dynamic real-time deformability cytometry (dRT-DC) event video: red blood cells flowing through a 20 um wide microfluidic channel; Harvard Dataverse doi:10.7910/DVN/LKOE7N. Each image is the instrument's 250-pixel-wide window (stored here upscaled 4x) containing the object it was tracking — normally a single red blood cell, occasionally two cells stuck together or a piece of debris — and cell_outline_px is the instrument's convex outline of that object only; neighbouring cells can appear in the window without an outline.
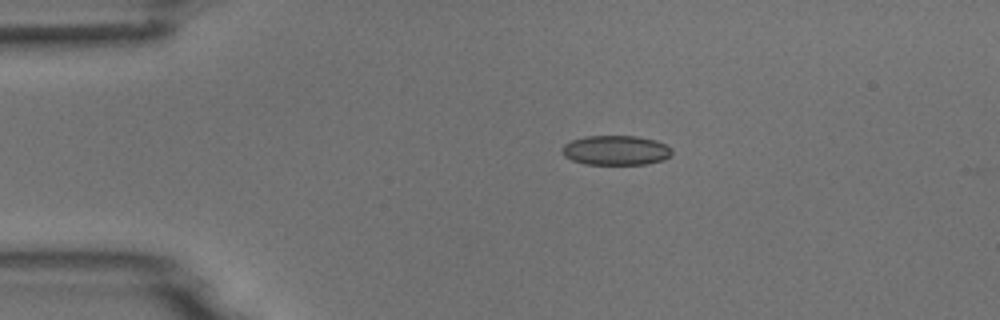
{"species": "common noctule bat (a hibernating species)", "species_latin": "Nyctalus noctula", "temperature_condition": "room temperature", "stored_images_in_passage": 7, "camera_frame_rate_fps": 3000, "um_per_image_px": 0.085, "animal": {"sex": "male", "body_mass_g": 18.8}, "frame": {"image": 1, "passage_image": 2, "time_ms": 1.333, "image_size_px": [1000, 320], "cell_outline_px": [[672, 152], [664, 160], [644, 164], [584, 164], [572, 160], [564, 156], [560, 152], [560, 148], [564, 144], [572, 140], [584, 136], [636, 136], [656, 140], [672, 148]], "centroid_in_image_um": [52.3, 12.77], "position_along_channel_um": 32.7, "area_um2": 19.07}}
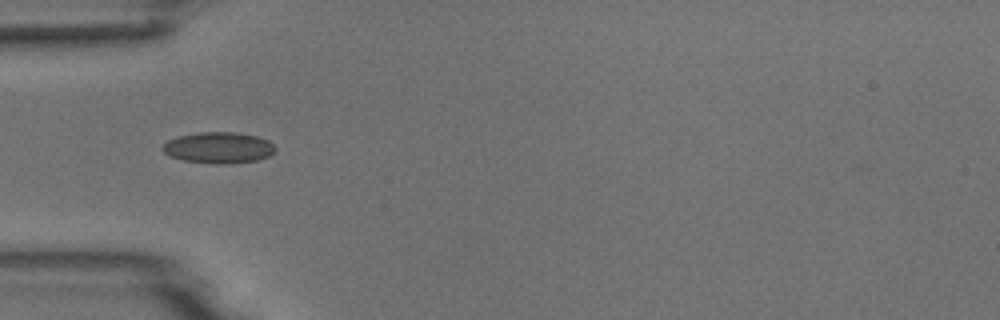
{"frame": {"image": 2, "passage_image": 4, "time_ms": 3.333, "image_size_px": [1000, 320], "cell_outline_px": [[276, 148], [268, 156], [256, 160], [228, 164], [212, 164], [184, 160], [172, 156], [164, 152], [160, 148], [168, 140], [180, 136], [200, 132], [236, 132], [256, 136], [268, 140]], "centroid_in_image_um": [18.57, 12.55], "position_along_channel_um": 66.4, "area_um2": 20.29}}